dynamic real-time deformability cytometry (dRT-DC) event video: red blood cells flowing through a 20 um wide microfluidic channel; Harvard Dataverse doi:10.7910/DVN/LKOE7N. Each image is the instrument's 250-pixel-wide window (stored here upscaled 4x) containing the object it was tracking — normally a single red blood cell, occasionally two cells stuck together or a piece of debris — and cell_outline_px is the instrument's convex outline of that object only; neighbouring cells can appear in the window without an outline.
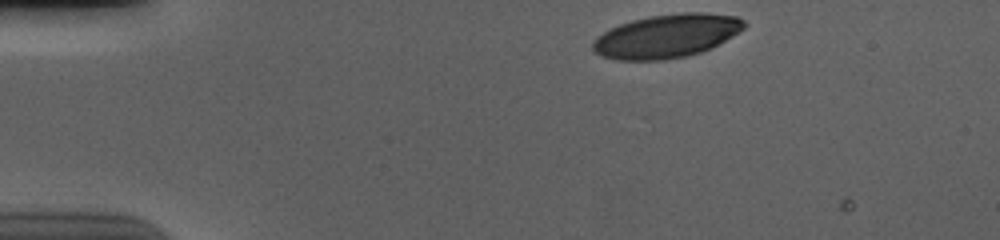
{"species": "human", "species_latin": "Homo sapiens", "temperature_condition": "cold", "stored_images_in_passage": 39, "camera_frame_rate_fps": 3000, "um_per_image_px": 0.085, "donor": {"sex": "male"}, "frame": {"image": 1, "passage_image": 1, "time_ms": 0.0, "image_size_px": [1000, 240], "cell_outline_px": [[748, 24], [744, 28], [732, 36], [712, 48], [688, 56], [664, 60], [616, 60], [604, 56], [596, 52], [592, 48], [592, 40], [596, 36], [620, 24], [632, 20], [648, 16], [680, 12], [704, 12], [736, 16], [744, 20]], "centroid_in_image_um": [56.68, 3.06], "position_along_channel_um": 28.3, "area_um2": 38.55}}
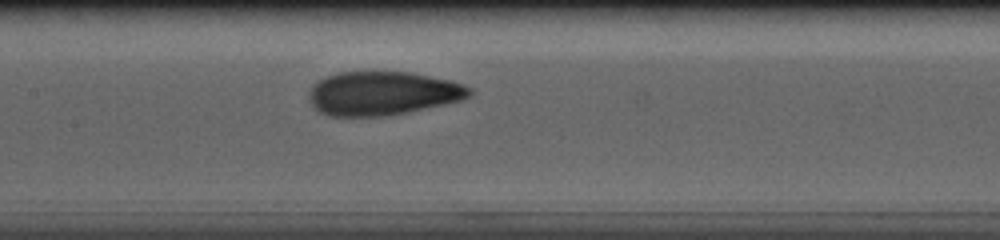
{"frame": {"image": 2, "passage_image": 19, "time_ms": 6.0, "image_size_px": [1000, 240], "cell_outline_px": [[472, 96], [460, 100], [444, 104], [384, 116], [328, 116], [320, 112], [312, 104], [308, 96], [308, 92], [312, 84], [324, 76], [340, 72], [412, 72], [448, 80], [464, 84], [472, 88]], "centroid_in_image_um": [32.5, 7.92], "position_along_channel_um": 174.9, "area_um2": 40.92}}
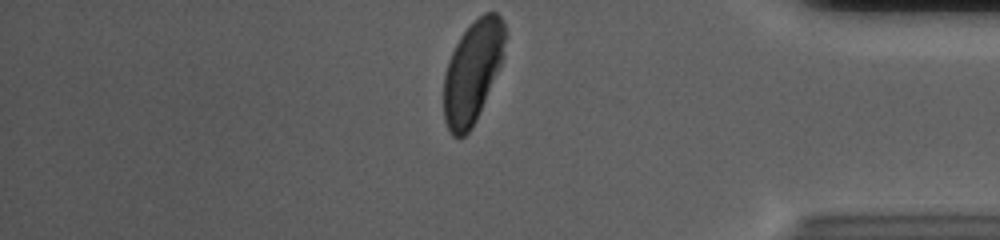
{"frame": {"image": 3, "passage_image": 39, "time_ms": 12.667, "image_size_px": [1000, 240], "cell_outline_px": [[504, 56], [476, 120], [472, 128], [464, 136], [452, 136], [444, 120], [444, 76], [448, 60], [460, 36], [484, 12], [496, 12], [500, 16], [504, 24]], "centroid_in_image_um": [40.15, 6.11], "position_along_channel_um": 395.0, "area_um2": 35.89}, "authors_computed_cell_mechanics": {"area_um2": 40.9224, "velocity_mm_per_s": 3.6805, "shape_relaxation_time_tau1_ms": 3.4149, "shape_relaxation_time_tau2_ms": 0.85, "deformation_change_tau1": 0.174, "deformation_change_tau2": 0.0584}}